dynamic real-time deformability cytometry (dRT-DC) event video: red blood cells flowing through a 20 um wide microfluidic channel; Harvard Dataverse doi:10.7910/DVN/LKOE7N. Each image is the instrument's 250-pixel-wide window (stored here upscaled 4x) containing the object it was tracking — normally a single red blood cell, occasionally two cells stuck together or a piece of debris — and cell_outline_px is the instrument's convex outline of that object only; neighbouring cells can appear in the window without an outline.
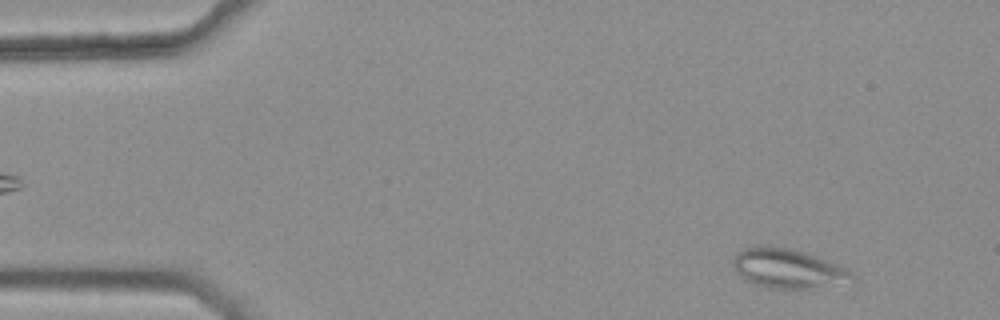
{"species": "common noctule bat (a hibernating species)", "species_latin": "Nyctalus noctula", "temperature_condition": "warm", "stored_images_in_passage": 42, "camera_frame_rate_fps": 3000, "um_per_image_px": 0.085, "animal": {"sex": "female", "body_mass_g": 25.1}, "frame": {"image": 1, "passage_image": 3, "time_ms": 0.667, "image_size_px": [1000, 320], "cell_outline_px": [[856, 284], [800, 288], [772, 288], [756, 284], [748, 280], [736, 272], [732, 264], [732, 260], [736, 252], [744, 248], [756, 244], [764, 244], [788, 248], [804, 252], [844, 268], [856, 280]], "centroid_in_image_um": [66.95, 22.81], "position_along_channel_um": 18.1, "area_um2": 27.28}}
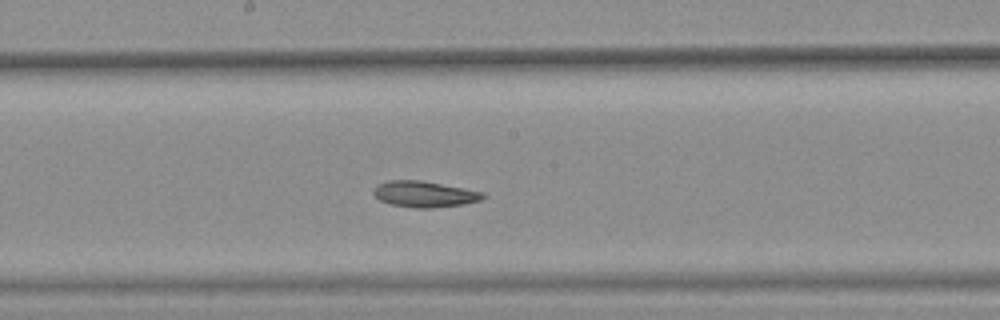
{"frame": {"image": 2, "passage_image": 26, "time_ms": 8.333, "image_size_px": [1000, 320], "cell_outline_px": [[484, 196], [480, 200], [464, 204], [432, 208], [412, 208], [388, 204], [380, 200], [372, 192], [376, 184], [388, 180], [420, 180], [464, 188], [484, 192]], "centroid_in_image_um": [36.03, 16.5], "position_along_channel_um": 212.2, "area_um2": 16.7}}
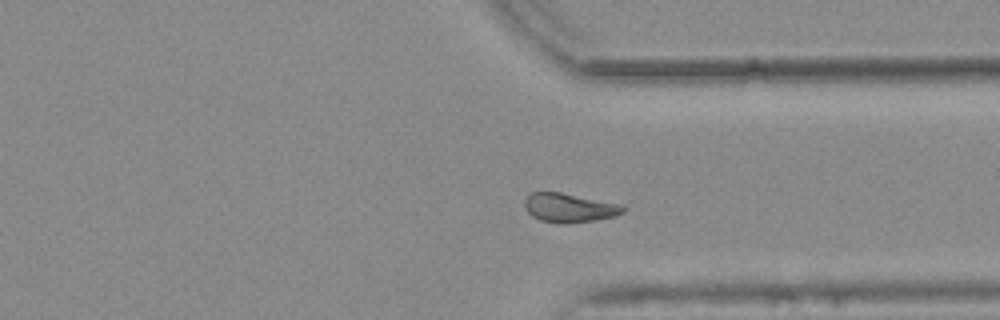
{"frame": {"image": 3, "passage_image": 38, "time_ms": 12.333, "image_size_px": [1000, 320], "cell_outline_px": [[624, 212], [616, 216], [596, 220], [564, 224], [560, 224], [540, 220], [532, 216], [528, 212], [524, 204], [524, 200], [532, 192], [560, 192], [616, 204], [624, 208]], "centroid_in_image_um": [48.34, 17.68], "position_along_channel_um": 363.1, "area_um2": 16.36}, "authors_computed_cell_mechanics": {"area_um2": 17.3978, "velocity_mm_per_s": 3.7618, "shape_relaxation_time_tau1_ms": null, "shape_relaxation_time_tau2_ms": 7.1352, "deformation_change_tau1": null, "deformation_change_tau2": 0.1255}}